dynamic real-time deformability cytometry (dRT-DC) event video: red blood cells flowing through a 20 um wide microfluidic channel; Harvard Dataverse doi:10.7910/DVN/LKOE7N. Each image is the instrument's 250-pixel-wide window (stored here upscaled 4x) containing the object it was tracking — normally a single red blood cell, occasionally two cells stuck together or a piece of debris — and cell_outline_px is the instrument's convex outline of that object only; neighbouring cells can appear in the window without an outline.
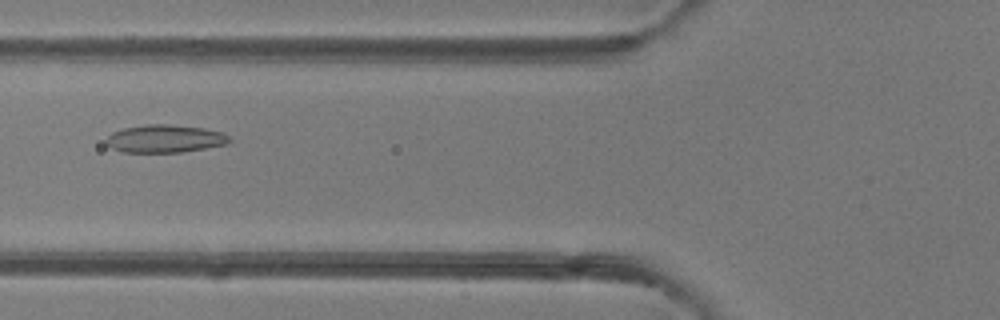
{"species": "common noctule bat (a hibernating species)", "species_latin": "Nyctalus noctula", "temperature_condition": "room temperature", "stored_images_in_passage": 36, "camera_frame_rate_fps": 3000, "um_per_image_px": 0.085, "animal": {"sex": "female"}, "frame": {"image": 1, "passage_image": 6, "time_ms": 1.667, "image_size_px": [1000, 320], "cell_outline_px": [[232, 140], [228, 144], [180, 152], [124, 152], [112, 148], [104, 140], [112, 132], [124, 128], [144, 124], [168, 124], [204, 128], [220, 132], [228, 136]], "centroid_in_image_um": [14.01, 11.78], "position_along_channel_um": 111.8, "area_um2": 19.88}}
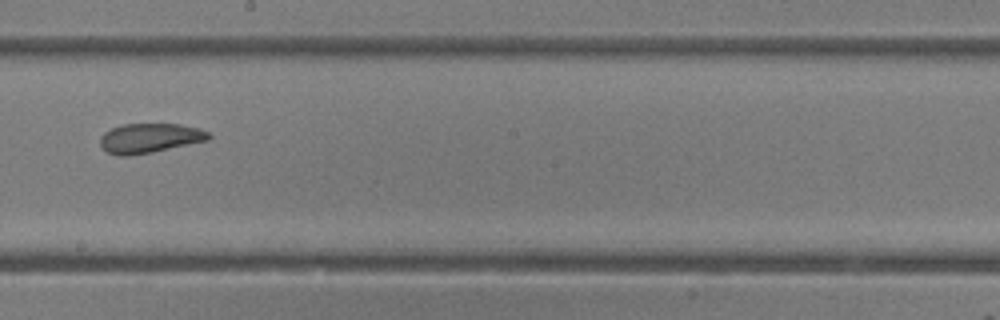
{"frame": {"image": 2, "passage_image": 15, "time_ms": 4.667, "image_size_px": [1000, 320], "cell_outline_px": [[212, 136], [208, 140], [152, 152], [128, 156], [120, 156], [108, 152], [100, 148], [100, 136], [104, 132], [112, 128], [124, 124], [180, 124], [200, 128], [208, 132]], "centroid_in_image_um": [12.71, 11.74], "position_along_channel_um": 235.5, "area_um2": 18.73}}
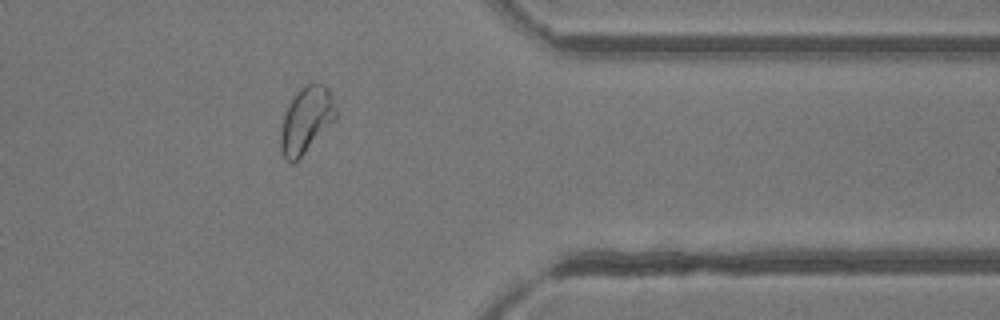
{"frame": {"image": 3, "passage_image": 27, "time_ms": 8.667, "image_size_px": [1000, 320], "cell_outline_px": [[336, 120], [292, 164], [284, 156], [280, 148], [280, 132], [284, 116], [288, 104], [292, 96], [308, 80], [312, 80], [324, 84], [328, 88], [332, 96], [336, 108]], "centroid_in_image_um": [26.04, 10.11], "position_along_channel_um": 385.4, "area_um2": 21.44}, "authors_computed_cell_mechanics": {"area_um2": 19.7676, "velocity_mm_per_s": 4.1278, "shape_relaxation_time_tau1_ms": 6.2226, "shape_relaxation_time_tau2_ms": 2.1136, "deformation_change_tau1": 0.1603, "deformation_change_tau2": 0.0905}}